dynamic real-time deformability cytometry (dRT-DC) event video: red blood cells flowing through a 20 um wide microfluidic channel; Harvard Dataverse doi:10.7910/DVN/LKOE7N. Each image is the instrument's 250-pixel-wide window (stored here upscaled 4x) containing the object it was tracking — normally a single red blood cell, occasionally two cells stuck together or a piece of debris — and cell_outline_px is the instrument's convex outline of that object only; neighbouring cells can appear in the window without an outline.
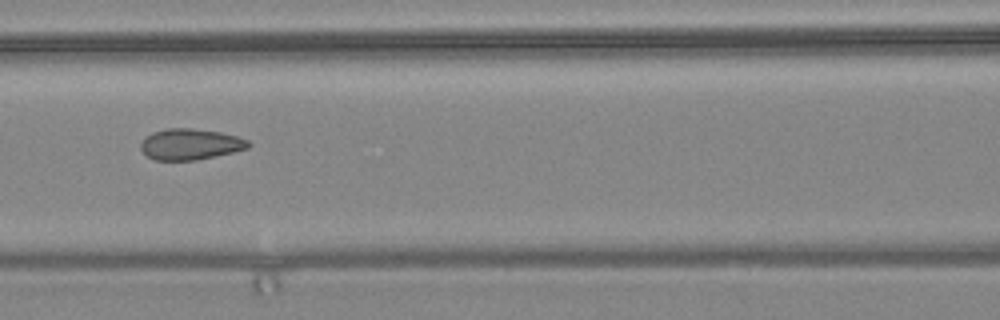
{"species": "common noctule bat (a hibernating species)", "species_latin": "Nyctalus noctula", "temperature_condition": "warm", "stored_images_in_passage": 15, "camera_frame_rate_fps": 3000, "um_per_image_px": 0.085, "animal": {"sex": "female", "body_mass_g": 24.6, "forearm_length_mm": 56.2}, "frame": {"image": 1, "passage_image": 7, "time_ms": 2.0, "image_size_px": [1000, 320], "cell_outline_px": [[252, 144], [248, 148], [232, 152], [196, 160], [156, 160], [148, 156], [140, 148], [140, 144], [152, 132], [168, 128], [192, 128], [220, 132], [236, 136], [248, 140]], "centroid_in_image_um": [16.19, 12.25], "position_along_channel_um": 150.4, "area_um2": 19.25}}
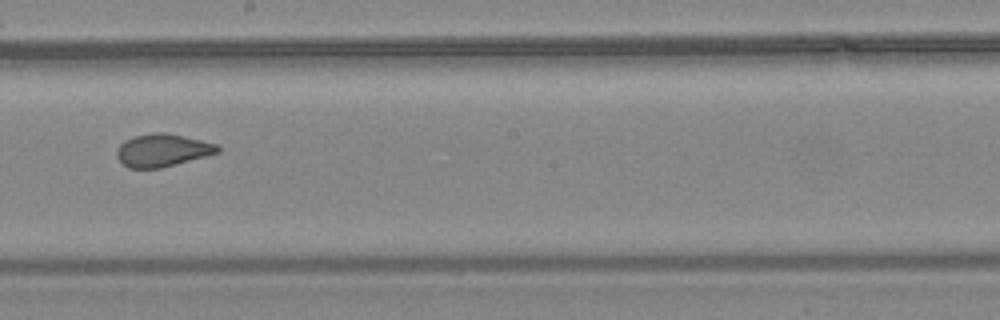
{"frame": {"image": 2, "passage_image": 9, "time_ms": 2.667, "image_size_px": [1000, 320], "cell_outline_px": [[220, 152], [160, 168], [128, 168], [120, 164], [116, 156], [116, 152], [120, 144], [124, 140], [136, 136], [152, 132], [164, 132], [200, 140], [216, 144], [220, 148]], "centroid_in_image_um": [13.75, 12.78], "position_along_channel_um": 234.4, "area_um2": 19.13}}
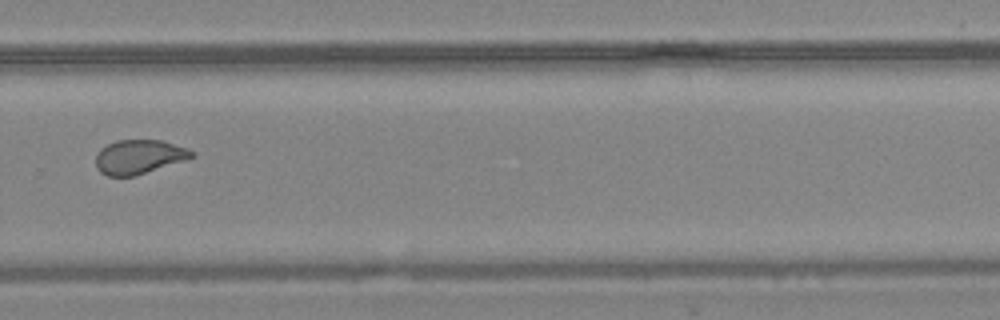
{"frame": {"image": 3, "passage_image": 11, "time_ms": 3.333, "image_size_px": [1000, 320], "cell_outline_px": [[196, 156], [188, 160], [136, 176], [108, 176], [100, 172], [96, 168], [96, 156], [100, 148], [116, 140], [160, 140], [188, 148], [196, 152]], "centroid_in_image_um": [11.86, 13.34], "position_along_channel_um": 317.9, "area_um2": 19.48}}